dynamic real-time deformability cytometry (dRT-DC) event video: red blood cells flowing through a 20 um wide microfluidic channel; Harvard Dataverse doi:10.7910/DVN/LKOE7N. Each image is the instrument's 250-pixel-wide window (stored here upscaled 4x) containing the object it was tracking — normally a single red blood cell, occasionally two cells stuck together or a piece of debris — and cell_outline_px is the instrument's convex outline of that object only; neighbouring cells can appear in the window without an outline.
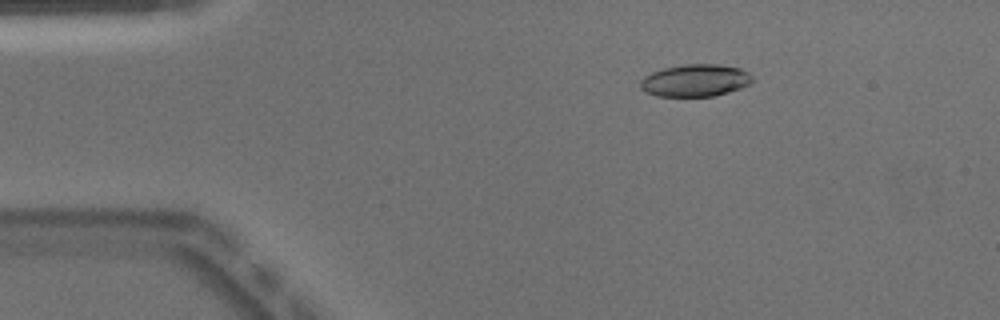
{"species": "Egyptian fruit bat (a non-hibernating species)", "species_latin": "Rousettus aegyptiacus", "temperature_condition": "warm", "stored_images_in_passage": 43, "camera_frame_rate_fps": 3000, "um_per_image_px": 0.085, "animal": {"sex": "male"}, "frame": {"image": 1, "passage_image": 1, "time_ms": 0.0, "image_size_px": [1000, 320], "cell_outline_px": [[752, 80], [748, 84], [740, 88], [728, 92], [712, 96], [656, 96], [640, 88], [640, 80], [644, 76], [652, 72], [664, 68], [684, 64], [716, 64], [740, 68], [748, 72], [752, 76]], "centroid_in_image_um": [59.08, 6.83], "position_along_channel_um": 25.9, "area_um2": 20.92}}
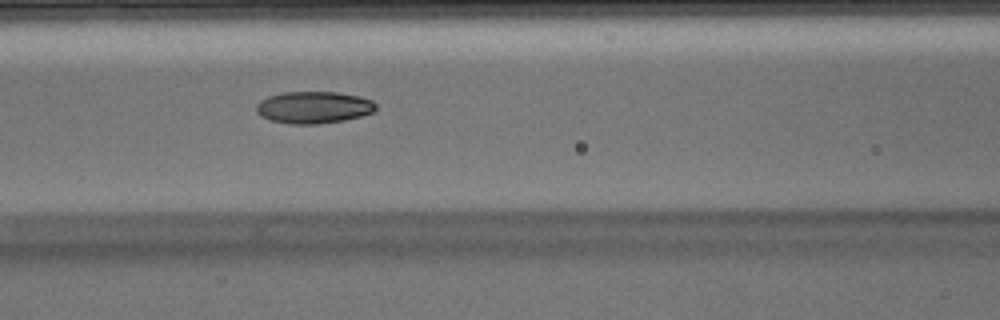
{"frame": {"image": 2, "passage_image": 14, "time_ms": 4.333, "image_size_px": [1000, 320], "cell_outline_px": [[376, 108], [372, 112], [360, 116], [344, 120], [316, 124], [288, 124], [272, 120], [260, 116], [256, 112], [256, 104], [260, 100], [268, 96], [284, 92], [336, 92], [360, 96], [372, 100], [376, 104]], "centroid_in_image_um": [26.64, 9.12], "position_along_channel_um": 140.0, "area_um2": 22.31}}
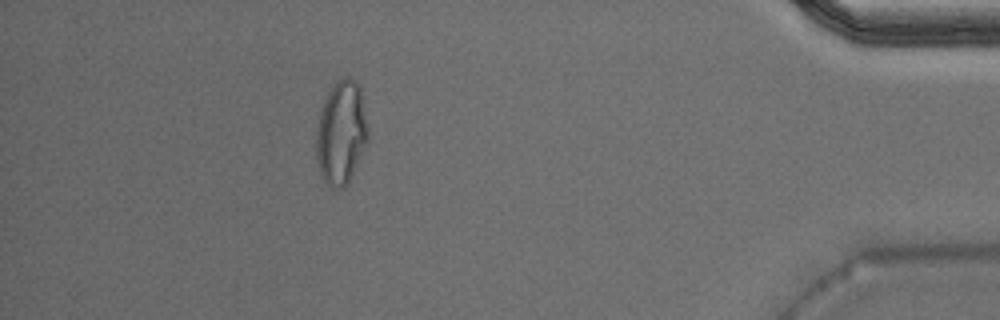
{"frame": {"image": 3, "passage_image": 38, "time_ms": 12.333, "image_size_px": [1000, 320], "cell_outline_px": [[368, 140], [348, 184], [344, 188], [332, 188], [324, 180], [320, 172], [316, 160], [316, 128], [320, 112], [324, 100], [332, 84], [336, 80], [344, 76], [348, 76], [356, 80], [360, 88], [368, 124]], "centroid_in_image_um": [29.0, 11.25], "position_along_channel_um": 406.2, "area_um2": 31.62}, "authors_computed_cell_mechanics": {"area_um2": 22.253, "velocity_mm_per_s": 3.9776, "shape_relaxation_time_tau1_ms": 9.0392, "shape_relaxation_time_tau2_ms": 2.1476, "deformation_change_tau1": 0.2532, "deformation_change_tau2": 0.0695}}